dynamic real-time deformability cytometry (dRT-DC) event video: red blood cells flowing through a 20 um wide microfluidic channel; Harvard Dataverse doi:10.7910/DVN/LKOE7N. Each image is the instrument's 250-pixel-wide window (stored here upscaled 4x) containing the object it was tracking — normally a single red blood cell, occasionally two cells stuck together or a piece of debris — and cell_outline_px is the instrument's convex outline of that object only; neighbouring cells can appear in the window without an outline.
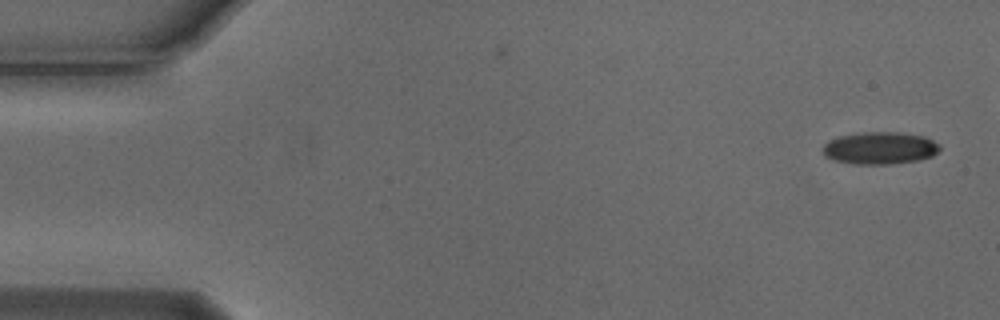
{"species": "Egyptian fruit bat (a non-hibernating species)", "species_latin": "Rousettus aegyptiacus", "temperature_condition": "cold", "stored_images_in_passage": 8, "camera_frame_rate_fps": 3000, "um_per_image_px": 0.085, "animal": {"sex": "male"}, "frame": {"image": 1, "passage_image": 1, "time_ms": 0.0, "image_size_px": [1000, 320], "cell_outline_px": [[940, 148], [932, 156], [920, 160], [888, 164], [852, 164], [836, 160], [824, 156], [824, 144], [828, 140], [836, 136], [860, 132], [896, 132], [924, 136], [940, 144]], "centroid_in_image_um": [74.78, 12.58], "position_along_channel_um": 10.2, "area_um2": 22.08}}
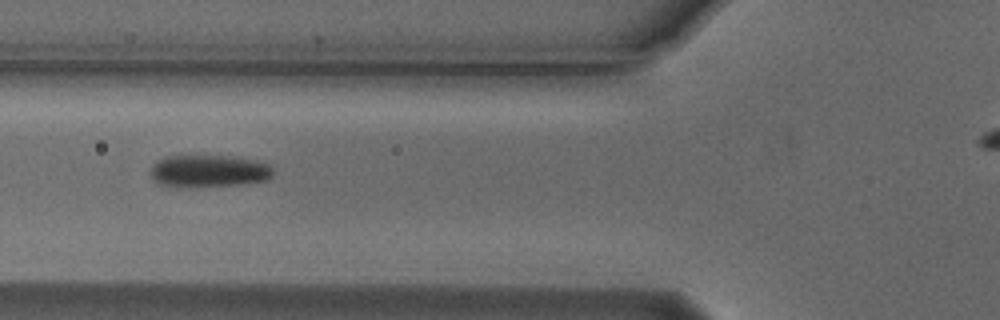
{"frame": {"image": 2, "passage_image": 6, "time_ms": 1.667, "image_size_px": [1000, 320], "cell_outline_px": [[272, 176], [268, 180], [244, 184], [160, 184], [152, 180], [152, 164], [156, 160], [164, 156], [236, 156], [256, 160], [268, 164], [272, 168]], "centroid_in_image_um": [17.8, 14.48], "position_along_channel_um": 108.0, "area_um2": 22.25}}
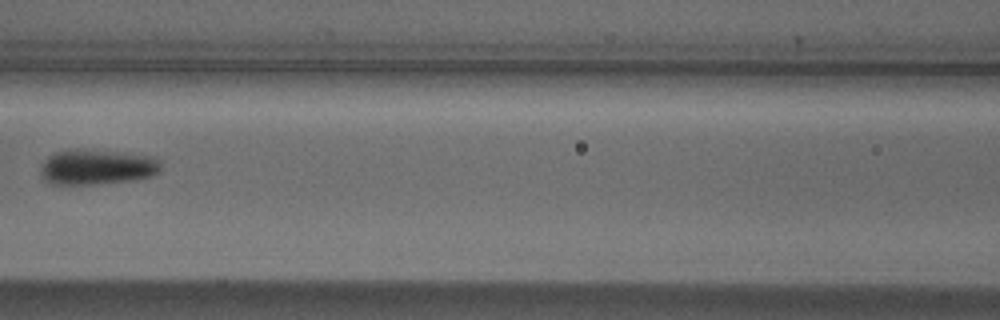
{"frame": {"image": 3, "passage_image": 7, "time_ms": 2.0, "image_size_px": [1000, 320], "cell_outline_px": [[160, 172], [156, 176], [136, 180], [96, 184], [52, 184], [44, 180], [40, 176], [40, 164], [48, 156], [56, 152], [72, 148], [80, 148], [120, 152], [156, 156], [160, 160]], "centroid_in_image_um": [8.26, 14.19], "position_along_channel_um": 158.3, "area_um2": 25.49}}